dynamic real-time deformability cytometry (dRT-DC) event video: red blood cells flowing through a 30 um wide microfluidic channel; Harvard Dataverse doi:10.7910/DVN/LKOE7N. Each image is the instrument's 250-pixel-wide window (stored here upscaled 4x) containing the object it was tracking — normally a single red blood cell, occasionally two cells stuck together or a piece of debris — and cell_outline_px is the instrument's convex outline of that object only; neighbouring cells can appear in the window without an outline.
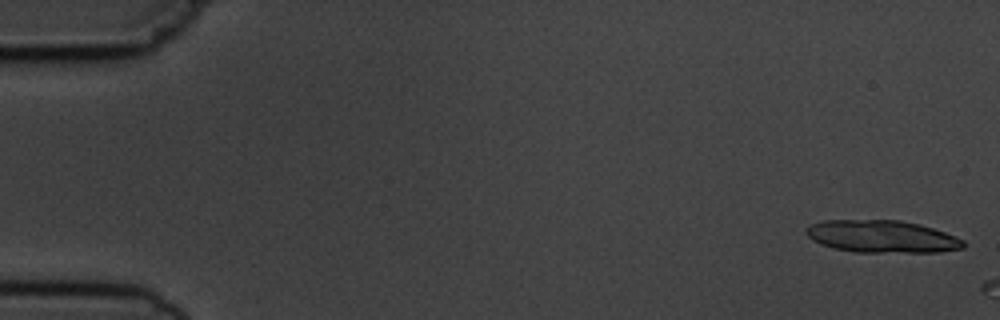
{"species": "common noctule bat (a hibernating species)", "species_latin": "Nyctalus noctula", "temperature_condition": "cold", "stored_images_in_passage": 4, "camera_frame_rate_fps": 3000, "um_per_image_px": 0.085, "animal": {"sex": "male", "body_mass_g": 19.5, "forearm_length_mm": 54.6}, "frame": {"image": 1, "passage_image": 1, "time_ms": 0.0, "image_size_px": [1000, 320], "cell_outline_px": [[964, 248], [940, 252], [852, 252], [832, 248], [820, 244], [812, 240], [804, 232], [812, 224], [824, 220], [900, 220], [920, 224], [944, 232], [964, 240]], "centroid_in_image_um": [74.95, 20.11], "position_along_channel_um": 10.0, "area_um2": 29.71}}